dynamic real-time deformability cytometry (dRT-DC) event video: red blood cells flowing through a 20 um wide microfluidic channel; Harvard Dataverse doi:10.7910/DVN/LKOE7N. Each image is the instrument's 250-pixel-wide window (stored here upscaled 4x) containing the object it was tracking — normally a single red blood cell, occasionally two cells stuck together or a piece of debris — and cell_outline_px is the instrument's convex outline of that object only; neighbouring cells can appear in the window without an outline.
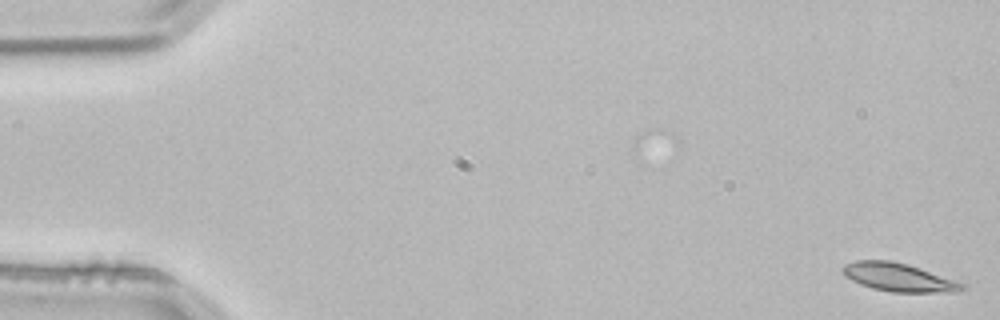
{"species": "common noctule bat (a hibernating species)", "species_latin": "Nyctalus noctula", "temperature_condition": "room temperature", "stored_images_in_passage": 5, "camera_frame_rate_fps": 3000, "um_per_image_px": 0.085, "animal": {"sex": "male", "body_mass_g": 21.5, "forearm_length_mm": 52.0}, "frame": {"image": 1, "passage_image": 1, "time_ms": 0.0, "image_size_px": [1000, 320], "cell_outline_px": [[964, 288], [956, 292], [892, 292], [872, 288], [860, 284], [844, 276], [840, 268], [844, 264], [856, 260], [888, 260], [908, 264], [920, 268], [964, 284]], "centroid_in_image_um": [76.3, 23.56], "position_along_channel_um": 8.7, "area_um2": 19.54}}
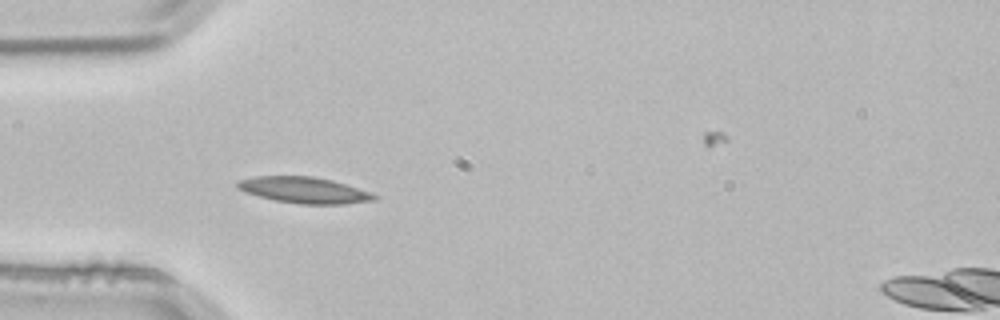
{"frame": {"image": 2, "passage_image": 4, "time_ms": 1.0, "image_size_px": [1000, 320], "cell_outline_px": [[380, 196], [376, 200], [344, 204], [300, 204], [276, 200], [244, 192], [236, 188], [236, 180], [256, 176], [312, 176], [332, 180], [372, 192]], "centroid_in_image_um": [25.87, 16.15], "position_along_channel_um": 59.1, "area_um2": 20.98}}